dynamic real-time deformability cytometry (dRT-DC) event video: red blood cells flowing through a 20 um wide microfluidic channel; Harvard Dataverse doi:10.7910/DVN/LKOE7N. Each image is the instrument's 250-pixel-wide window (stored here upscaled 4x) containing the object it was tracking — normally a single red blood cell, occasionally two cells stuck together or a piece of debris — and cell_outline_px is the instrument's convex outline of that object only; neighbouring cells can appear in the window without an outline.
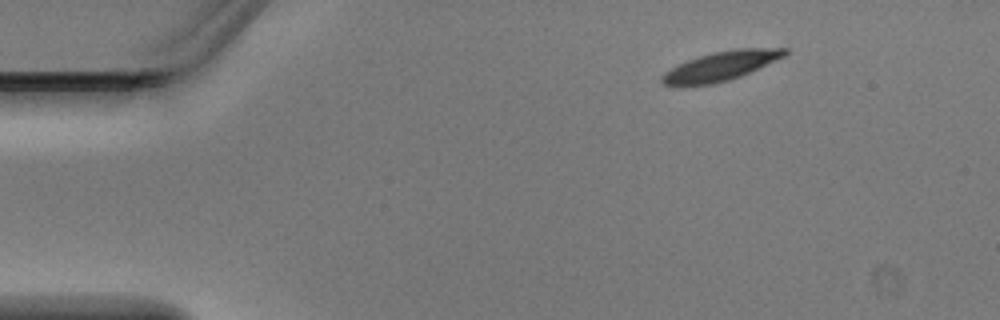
{"species": "Egyptian fruit bat (a non-hibernating species)", "species_latin": "Rousettus aegyptiacus", "temperature_condition": "warm", "stored_images_in_passage": 3, "camera_frame_rate_fps": 3000, "um_per_image_px": 0.085, "animal": {"sex": "male"}, "frame": {"image": 1, "passage_image": 1, "time_ms": 0.0, "image_size_px": [1000, 320], "cell_outline_px": [[788, 52], [784, 56], [740, 76], [728, 80], [712, 84], [684, 88], [672, 88], [660, 84], [660, 76], [664, 72], [688, 60], [712, 52], [736, 48], [788, 48]], "centroid_in_image_um": [61.14, 5.66], "position_along_channel_um": 23.9, "area_um2": 21.27}}